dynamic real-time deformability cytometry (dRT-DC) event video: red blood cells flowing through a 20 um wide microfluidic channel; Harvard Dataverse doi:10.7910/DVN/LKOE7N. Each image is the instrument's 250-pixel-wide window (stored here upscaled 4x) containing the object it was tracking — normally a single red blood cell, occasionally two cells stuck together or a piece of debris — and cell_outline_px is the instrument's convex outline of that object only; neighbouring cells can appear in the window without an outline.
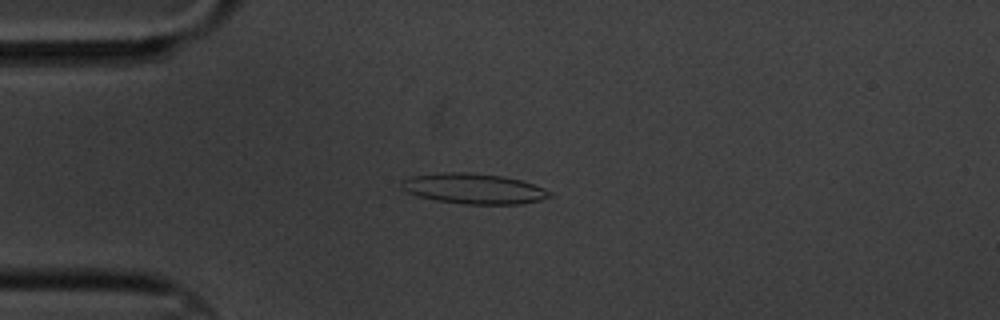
{"species": "common noctule bat (a hibernating species)", "species_latin": "Nyctalus noctula", "temperature_condition": "cold", "stored_images_in_passage": 3, "camera_frame_rate_fps": 3000, "um_per_image_px": 0.085, "animal": {"sex": "male", "body_mass_g": 20.1, "forearm_length_mm": 53.5}, "frame": {"image": 1, "passage_image": 3, "time_ms": 2.333, "image_size_px": [1000, 320], "cell_outline_px": [[552, 196], [540, 200], [520, 204], [464, 204], [436, 200], [416, 196], [408, 192], [404, 188], [404, 180], [412, 176], [440, 172], [468, 172], [504, 176], [520, 180], [544, 188], [552, 192]], "centroid_in_image_um": [40.31, 16.03], "position_along_channel_um": 44.7, "area_um2": 26.07}}